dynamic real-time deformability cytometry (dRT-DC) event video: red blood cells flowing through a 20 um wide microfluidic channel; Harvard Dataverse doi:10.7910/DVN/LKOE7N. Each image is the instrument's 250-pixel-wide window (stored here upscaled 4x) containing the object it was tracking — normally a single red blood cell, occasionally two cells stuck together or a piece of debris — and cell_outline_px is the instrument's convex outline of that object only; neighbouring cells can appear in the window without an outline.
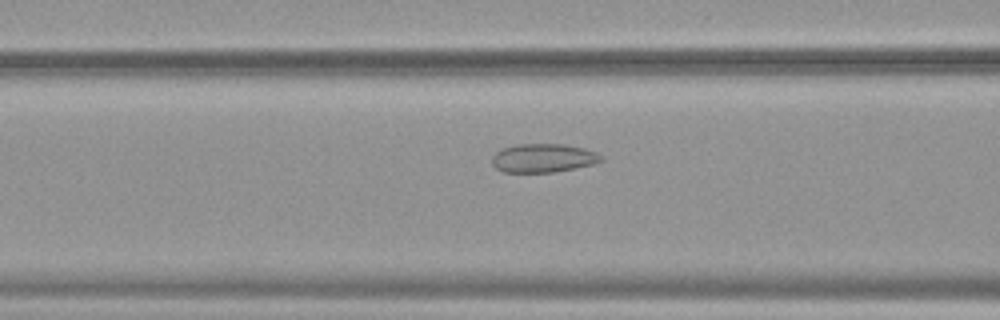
{"species": "common noctule bat (a hibernating species)", "species_latin": "Nyctalus noctula", "temperature_condition": "warm", "stored_images_in_passage": 39, "camera_frame_rate_fps": 3000, "um_per_image_px": 0.085, "animal": {"sex": "female", "body_mass_g": 19.9}, "frame": {"image": 1, "passage_image": 15, "time_ms": 4.667, "image_size_px": [1000, 320], "cell_outline_px": [[604, 160], [592, 164], [552, 172], [504, 172], [496, 168], [492, 164], [492, 156], [496, 152], [504, 148], [516, 144], [564, 144], [584, 148], [596, 152], [604, 156]], "centroid_in_image_um": [46.18, 13.42], "position_along_channel_um": 120.4, "area_um2": 18.15}}
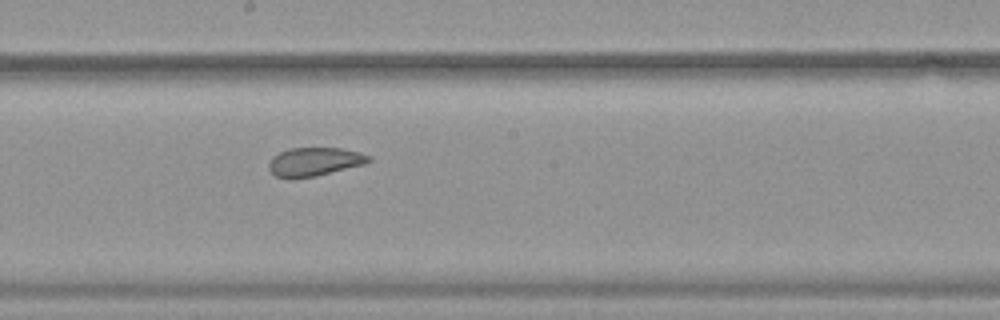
{"frame": {"image": 2, "passage_image": 23, "time_ms": 7.333, "image_size_px": [1000, 320], "cell_outline_px": [[372, 160], [364, 164], [316, 176], [292, 180], [276, 176], [268, 168], [268, 164], [272, 156], [288, 148], [340, 148], [360, 152], [372, 156]], "centroid_in_image_um": [26.71, 13.76], "position_along_channel_um": 221.5, "area_um2": 16.88}}
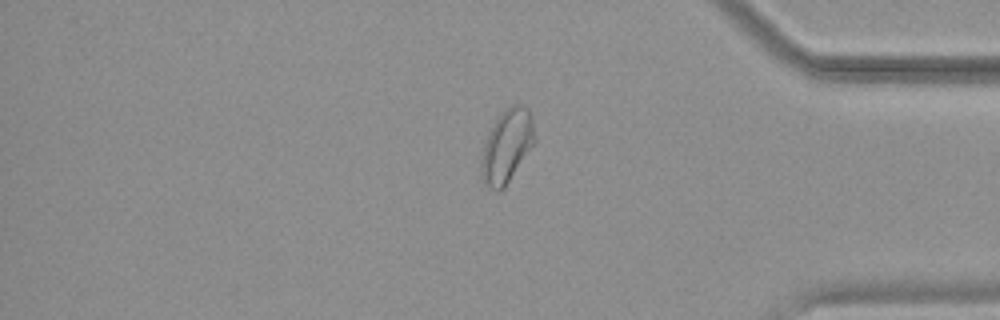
{"frame": {"image": 3, "passage_image": 38, "time_ms": 12.333, "image_size_px": [1000, 320], "cell_outline_px": [[536, 140], [504, 188], [496, 192], [484, 184], [480, 180], [480, 160], [484, 144], [488, 132], [496, 116], [504, 108], [512, 104], [524, 104], [528, 108], [532, 120]], "centroid_in_image_um": [43.04, 12.4], "position_along_channel_um": 392.2, "area_um2": 23.18}}